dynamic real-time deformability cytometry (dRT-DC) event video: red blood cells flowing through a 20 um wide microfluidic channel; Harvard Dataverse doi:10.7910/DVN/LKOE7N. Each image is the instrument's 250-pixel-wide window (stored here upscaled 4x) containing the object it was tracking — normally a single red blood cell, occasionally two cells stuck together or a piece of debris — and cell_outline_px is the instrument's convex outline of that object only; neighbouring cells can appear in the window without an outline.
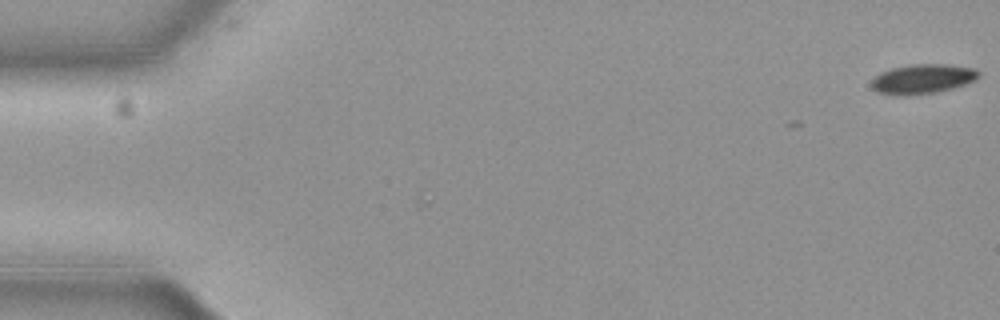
{"species": "common noctule bat (a hibernating species)", "species_latin": "Nyctalus noctula", "temperature_condition": "cold", "stored_images_in_passage": 5, "camera_frame_rate_fps": 3000, "um_per_image_px": 0.085, "animal": {"sex": "female", "body_mass_g": 19.3, "forearm_length_mm": 54.1}, "frame": {"image": 1, "passage_image": 1, "time_ms": 0.0, "image_size_px": [1000, 320], "cell_outline_px": [[980, 76], [976, 80], [952, 88], [936, 92], [908, 96], [896, 96], [876, 92], [872, 88], [872, 80], [880, 72], [892, 68], [908, 64], [948, 64], [976, 68], [980, 72]], "centroid_in_image_um": [78.42, 6.71], "position_along_channel_um": 6.6, "area_um2": 18.79}}